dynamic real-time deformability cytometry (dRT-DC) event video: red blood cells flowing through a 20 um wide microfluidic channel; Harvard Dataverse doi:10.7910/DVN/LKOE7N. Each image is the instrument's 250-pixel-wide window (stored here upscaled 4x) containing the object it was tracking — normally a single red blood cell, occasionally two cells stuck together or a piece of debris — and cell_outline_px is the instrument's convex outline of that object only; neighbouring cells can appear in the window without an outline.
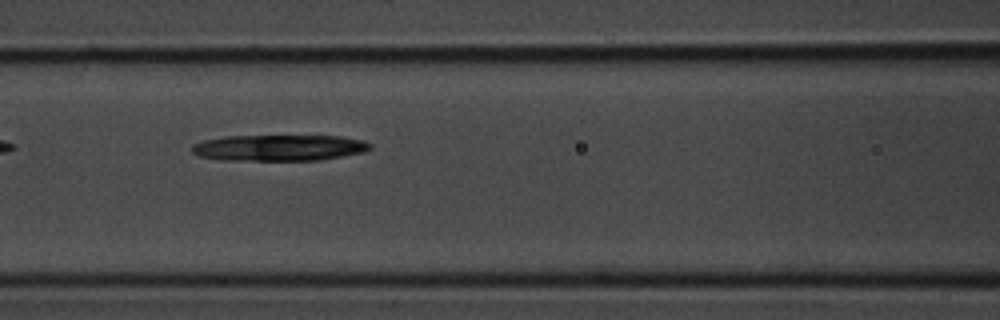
{"species": "common noctule bat (a hibernating species)", "species_latin": "Nyctalus noctula", "temperature_condition": "room temperature", "stored_images_in_passage": 5, "camera_frame_rate_fps": 3000, "um_per_image_px": 0.085, "animal": {"sex": "male", "body_mass_g": 20.1, "forearm_length_mm": 53.5}, "frame": {"image": 1, "passage_image": 5, "time_ms": 1.333, "image_size_px": [1000, 320], "cell_outline_px": [[372, 148], [364, 152], [320, 160], [220, 160], [196, 156], [192, 152], [192, 144], [204, 140], [224, 136], [340, 136], [364, 140], [372, 144]], "centroid_in_image_um": [23.71, 12.56], "position_along_channel_um": 142.9, "area_um2": 27.34}}